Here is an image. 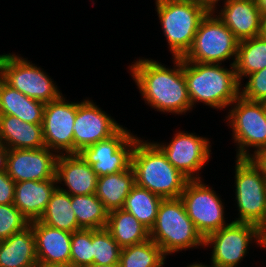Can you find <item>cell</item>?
I'll use <instances>...</instances> for the list:
<instances>
[{
  "label": "cell",
  "mask_w": 266,
  "mask_h": 267,
  "mask_svg": "<svg viewBox=\"0 0 266 267\" xmlns=\"http://www.w3.org/2000/svg\"><path fill=\"white\" fill-rule=\"evenodd\" d=\"M171 69L152 59H139L129 67L144 101L161 112L184 114L192 109L183 71V59L172 58Z\"/></svg>",
  "instance_id": "1"
},
{
  "label": "cell",
  "mask_w": 266,
  "mask_h": 267,
  "mask_svg": "<svg viewBox=\"0 0 266 267\" xmlns=\"http://www.w3.org/2000/svg\"><path fill=\"white\" fill-rule=\"evenodd\" d=\"M228 70L221 64L197 63L183 60L188 96L192 105L203 102L214 108L230 106L242 90L236 77L235 65Z\"/></svg>",
  "instance_id": "2"
},
{
  "label": "cell",
  "mask_w": 266,
  "mask_h": 267,
  "mask_svg": "<svg viewBox=\"0 0 266 267\" xmlns=\"http://www.w3.org/2000/svg\"><path fill=\"white\" fill-rule=\"evenodd\" d=\"M135 184L162 197L179 198L188 178L177 170L155 142L138 139L131 155Z\"/></svg>",
  "instance_id": "3"
},
{
  "label": "cell",
  "mask_w": 266,
  "mask_h": 267,
  "mask_svg": "<svg viewBox=\"0 0 266 267\" xmlns=\"http://www.w3.org/2000/svg\"><path fill=\"white\" fill-rule=\"evenodd\" d=\"M150 239L165 255L184 249L204 247V238L187 215L180 197L161 201L155 224L150 229Z\"/></svg>",
  "instance_id": "4"
},
{
  "label": "cell",
  "mask_w": 266,
  "mask_h": 267,
  "mask_svg": "<svg viewBox=\"0 0 266 267\" xmlns=\"http://www.w3.org/2000/svg\"><path fill=\"white\" fill-rule=\"evenodd\" d=\"M156 11L173 58H182L209 12L195 0H156Z\"/></svg>",
  "instance_id": "5"
},
{
  "label": "cell",
  "mask_w": 266,
  "mask_h": 267,
  "mask_svg": "<svg viewBox=\"0 0 266 267\" xmlns=\"http://www.w3.org/2000/svg\"><path fill=\"white\" fill-rule=\"evenodd\" d=\"M235 199L239 217L235 222L266 229V179L252 159H236Z\"/></svg>",
  "instance_id": "6"
},
{
  "label": "cell",
  "mask_w": 266,
  "mask_h": 267,
  "mask_svg": "<svg viewBox=\"0 0 266 267\" xmlns=\"http://www.w3.org/2000/svg\"><path fill=\"white\" fill-rule=\"evenodd\" d=\"M209 11L201 21L191 48L182 57L183 60L197 63L222 64L221 62L237 58L239 40L230 29Z\"/></svg>",
  "instance_id": "7"
},
{
  "label": "cell",
  "mask_w": 266,
  "mask_h": 267,
  "mask_svg": "<svg viewBox=\"0 0 266 267\" xmlns=\"http://www.w3.org/2000/svg\"><path fill=\"white\" fill-rule=\"evenodd\" d=\"M232 104L226 117L238 146L236 159H251L266 148V116L263 102L249 101L239 96ZM248 147L256 148L254 154H250Z\"/></svg>",
  "instance_id": "8"
},
{
  "label": "cell",
  "mask_w": 266,
  "mask_h": 267,
  "mask_svg": "<svg viewBox=\"0 0 266 267\" xmlns=\"http://www.w3.org/2000/svg\"><path fill=\"white\" fill-rule=\"evenodd\" d=\"M253 240L263 247L264 231L253 224L232 221L208 235L204 239V246L213 248L212 266L237 267Z\"/></svg>",
  "instance_id": "9"
},
{
  "label": "cell",
  "mask_w": 266,
  "mask_h": 267,
  "mask_svg": "<svg viewBox=\"0 0 266 267\" xmlns=\"http://www.w3.org/2000/svg\"><path fill=\"white\" fill-rule=\"evenodd\" d=\"M0 77L12 88L44 104L62 95L56 83L40 67L15 54H4Z\"/></svg>",
  "instance_id": "10"
},
{
  "label": "cell",
  "mask_w": 266,
  "mask_h": 267,
  "mask_svg": "<svg viewBox=\"0 0 266 267\" xmlns=\"http://www.w3.org/2000/svg\"><path fill=\"white\" fill-rule=\"evenodd\" d=\"M180 199L187 215L204 239L229 224L225 222L221 198L201 179L188 180Z\"/></svg>",
  "instance_id": "11"
},
{
  "label": "cell",
  "mask_w": 266,
  "mask_h": 267,
  "mask_svg": "<svg viewBox=\"0 0 266 267\" xmlns=\"http://www.w3.org/2000/svg\"><path fill=\"white\" fill-rule=\"evenodd\" d=\"M138 139L121 127L110 138L84 148L79 154L98 177L119 173L131 166L132 150Z\"/></svg>",
  "instance_id": "12"
},
{
  "label": "cell",
  "mask_w": 266,
  "mask_h": 267,
  "mask_svg": "<svg viewBox=\"0 0 266 267\" xmlns=\"http://www.w3.org/2000/svg\"><path fill=\"white\" fill-rule=\"evenodd\" d=\"M65 99L61 95L57 100L45 104L42 120L45 147L59 155L74 154L73 127L77 102L68 103Z\"/></svg>",
  "instance_id": "13"
},
{
  "label": "cell",
  "mask_w": 266,
  "mask_h": 267,
  "mask_svg": "<svg viewBox=\"0 0 266 267\" xmlns=\"http://www.w3.org/2000/svg\"><path fill=\"white\" fill-rule=\"evenodd\" d=\"M155 144L167 156L168 161L189 180L201 179L197 173L209 161L211 154L208 138L179 131L170 143Z\"/></svg>",
  "instance_id": "14"
},
{
  "label": "cell",
  "mask_w": 266,
  "mask_h": 267,
  "mask_svg": "<svg viewBox=\"0 0 266 267\" xmlns=\"http://www.w3.org/2000/svg\"><path fill=\"white\" fill-rule=\"evenodd\" d=\"M120 126L111 116L91 100L77 102V113L73 127L74 154L84 148L113 136Z\"/></svg>",
  "instance_id": "15"
},
{
  "label": "cell",
  "mask_w": 266,
  "mask_h": 267,
  "mask_svg": "<svg viewBox=\"0 0 266 267\" xmlns=\"http://www.w3.org/2000/svg\"><path fill=\"white\" fill-rule=\"evenodd\" d=\"M58 156L47 147L9 149L6 173L15 183L56 179Z\"/></svg>",
  "instance_id": "16"
},
{
  "label": "cell",
  "mask_w": 266,
  "mask_h": 267,
  "mask_svg": "<svg viewBox=\"0 0 266 267\" xmlns=\"http://www.w3.org/2000/svg\"><path fill=\"white\" fill-rule=\"evenodd\" d=\"M98 175L93 171L82 156L78 154H62L58 156L56 164V181L64 182L66 189L58 185L57 188L69 195L95 194Z\"/></svg>",
  "instance_id": "17"
},
{
  "label": "cell",
  "mask_w": 266,
  "mask_h": 267,
  "mask_svg": "<svg viewBox=\"0 0 266 267\" xmlns=\"http://www.w3.org/2000/svg\"><path fill=\"white\" fill-rule=\"evenodd\" d=\"M32 226L38 265L69 264L72 233L35 220Z\"/></svg>",
  "instance_id": "18"
},
{
  "label": "cell",
  "mask_w": 266,
  "mask_h": 267,
  "mask_svg": "<svg viewBox=\"0 0 266 267\" xmlns=\"http://www.w3.org/2000/svg\"><path fill=\"white\" fill-rule=\"evenodd\" d=\"M216 15L239 40L261 35L262 14L256 0H229Z\"/></svg>",
  "instance_id": "19"
},
{
  "label": "cell",
  "mask_w": 266,
  "mask_h": 267,
  "mask_svg": "<svg viewBox=\"0 0 266 267\" xmlns=\"http://www.w3.org/2000/svg\"><path fill=\"white\" fill-rule=\"evenodd\" d=\"M56 188V179L17 182L15 183L14 205L29 222L39 220Z\"/></svg>",
  "instance_id": "20"
},
{
  "label": "cell",
  "mask_w": 266,
  "mask_h": 267,
  "mask_svg": "<svg viewBox=\"0 0 266 267\" xmlns=\"http://www.w3.org/2000/svg\"><path fill=\"white\" fill-rule=\"evenodd\" d=\"M0 141L8 149L45 147L42 124H31L11 115H0Z\"/></svg>",
  "instance_id": "21"
},
{
  "label": "cell",
  "mask_w": 266,
  "mask_h": 267,
  "mask_svg": "<svg viewBox=\"0 0 266 267\" xmlns=\"http://www.w3.org/2000/svg\"><path fill=\"white\" fill-rule=\"evenodd\" d=\"M32 226L0 241V267H38Z\"/></svg>",
  "instance_id": "22"
},
{
  "label": "cell",
  "mask_w": 266,
  "mask_h": 267,
  "mask_svg": "<svg viewBox=\"0 0 266 267\" xmlns=\"http://www.w3.org/2000/svg\"><path fill=\"white\" fill-rule=\"evenodd\" d=\"M45 104L9 86L0 77V115L18 117L31 124H42Z\"/></svg>",
  "instance_id": "23"
},
{
  "label": "cell",
  "mask_w": 266,
  "mask_h": 267,
  "mask_svg": "<svg viewBox=\"0 0 266 267\" xmlns=\"http://www.w3.org/2000/svg\"><path fill=\"white\" fill-rule=\"evenodd\" d=\"M134 185V171L130 166L119 173L98 177L95 194L110 212L123 208L125 199Z\"/></svg>",
  "instance_id": "24"
},
{
  "label": "cell",
  "mask_w": 266,
  "mask_h": 267,
  "mask_svg": "<svg viewBox=\"0 0 266 267\" xmlns=\"http://www.w3.org/2000/svg\"><path fill=\"white\" fill-rule=\"evenodd\" d=\"M106 229L121 248L144 242L150 238V231L146 226L122 208L109 212Z\"/></svg>",
  "instance_id": "25"
},
{
  "label": "cell",
  "mask_w": 266,
  "mask_h": 267,
  "mask_svg": "<svg viewBox=\"0 0 266 267\" xmlns=\"http://www.w3.org/2000/svg\"><path fill=\"white\" fill-rule=\"evenodd\" d=\"M38 221L71 233L82 229L78 225L76 215L71 206V195L58 188L52 193L47 207Z\"/></svg>",
  "instance_id": "26"
},
{
  "label": "cell",
  "mask_w": 266,
  "mask_h": 267,
  "mask_svg": "<svg viewBox=\"0 0 266 267\" xmlns=\"http://www.w3.org/2000/svg\"><path fill=\"white\" fill-rule=\"evenodd\" d=\"M234 65L240 84L243 77L266 68V36L259 35L239 41Z\"/></svg>",
  "instance_id": "27"
},
{
  "label": "cell",
  "mask_w": 266,
  "mask_h": 267,
  "mask_svg": "<svg viewBox=\"0 0 266 267\" xmlns=\"http://www.w3.org/2000/svg\"><path fill=\"white\" fill-rule=\"evenodd\" d=\"M162 200V197L135 184L126 197L122 209L135 216L150 231L155 224Z\"/></svg>",
  "instance_id": "28"
},
{
  "label": "cell",
  "mask_w": 266,
  "mask_h": 267,
  "mask_svg": "<svg viewBox=\"0 0 266 267\" xmlns=\"http://www.w3.org/2000/svg\"><path fill=\"white\" fill-rule=\"evenodd\" d=\"M71 206L82 229L106 228L109 211L96 194L73 195Z\"/></svg>",
  "instance_id": "29"
},
{
  "label": "cell",
  "mask_w": 266,
  "mask_h": 267,
  "mask_svg": "<svg viewBox=\"0 0 266 267\" xmlns=\"http://www.w3.org/2000/svg\"><path fill=\"white\" fill-rule=\"evenodd\" d=\"M166 255L150 238L144 242L121 248L119 267H162Z\"/></svg>",
  "instance_id": "30"
},
{
  "label": "cell",
  "mask_w": 266,
  "mask_h": 267,
  "mask_svg": "<svg viewBox=\"0 0 266 267\" xmlns=\"http://www.w3.org/2000/svg\"><path fill=\"white\" fill-rule=\"evenodd\" d=\"M93 264H119L121 247L106 228L92 229Z\"/></svg>",
  "instance_id": "31"
},
{
  "label": "cell",
  "mask_w": 266,
  "mask_h": 267,
  "mask_svg": "<svg viewBox=\"0 0 266 267\" xmlns=\"http://www.w3.org/2000/svg\"><path fill=\"white\" fill-rule=\"evenodd\" d=\"M70 263L75 267L93 265L92 229H81L72 233Z\"/></svg>",
  "instance_id": "32"
},
{
  "label": "cell",
  "mask_w": 266,
  "mask_h": 267,
  "mask_svg": "<svg viewBox=\"0 0 266 267\" xmlns=\"http://www.w3.org/2000/svg\"><path fill=\"white\" fill-rule=\"evenodd\" d=\"M30 225L29 220L14 204H0V241Z\"/></svg>",
  "instance_id": "33"
},
{
  "label": "cell",
  "mask_w": 266,
  "mask_h": 267,
  "mask_svg": "<svg viewBox=\"0 0 266 267\" xmlns=\"http://www.w3.org/2000/svg\"><path fill=\"white\" fill-rule=\"evenodd\" d=\"M240 96L249 101H266V68L248 75Z\"/></svg>",
  "instance_id": "34"
},
{
  "label": "cell",
  "mask_w": 266,
  "mask_h": 267,
  "mask_svg": "<svg viewBox=\"0 0 266 267\" xmlns=\"http://www.w3.org/2000/svg\"><path fill=\"white\" fill-rule=\"evenodd\" d=\"M15 182L6 171L0 172V204H14Z\"/></svg>",
  "instance_id": "35"
},
{
  "label": "cell",
  "mask_w": 266,
  "mask_h": 267,
  "mask_svg": "<svg viewBox=\"0 0 266 267\" xmlns=\"http://www.w3.org/2000/svg\"><path fill=\"white\" fill-rule=\"evenodd\" d=\"M251 159L262 170L263 176L266 179V148L255 154Z\"/></svg>",
  "instance_id": "36"
},
{
  "label": "cell",
  "mask_w": 266,
  "mask_h": 267,
  "mask_svg": "<svg viewBox=\"0 0 266 267\" xmlns=\"http://www.w3.org/2000/svg\"><path fill=\"white\" fill-rule=\"evenodd\" d=\"M9 149L0 143V172L6 171Z\"/></svg>",
  "instance_id": "37"
},
{
  "label": "cell",
  "mask_w": 266,
  "mask_h": 267,
  "mask_svg": "<svg viewBox=\"0 0 266 267\" xmlns=\"http://www.w3.org/2000/svg\"><path fill=\"white\" fill-rule=\"evenodd\" d=\"M198 3L202 4L205 8H207L209 11H213L215 13V8H217L216 4H218V1L220 0H195ZM229 0H224V2Z\"/></svg>",
  "instance_id": "38"
},
{
  "label": "cell",
  "mask_w": 266,
  "mask_h": 267,
  "mask_svg": "<svg viewBox=\"0 0 266 267\" xmlns=\"http://www.w3.org/2000/svg\"><path fill=\"white\" fill-rule=\"evenodd\" d=\"M256 4L261 14L266 13V0H256Z\"/></svg>",
  "instance_id": "39"
},
{
  "label": "cell",
  "mask_w": 266,
  "mask_h": 267,
  "mask_svg": "<svg viewBox=\"0 0 266 267\" xmlns=\"http://www.w3.org/2000/svg\"><path fill=\"white\" fill-rule=\"evenodd\" d=\"M38 267H75V266L69 263V264L39 265Z\"/></svg>",
  "instance_id": "40"
},
{
  "label": "cell",
  "mask_w": 266,
  "mask_h": 267,
  "mask_svg": "<svg viewBox=\"0 0 266 267\" xmlns=\"http://www.w3.org/2000/svg\"><path fill=\"white\" fill-rule=\"evenodd\" d=\"M261 35L266 36V13L262 14V32Z\"/></svg>",
  "instance_id": "41"
},
{
  "label": "cell",
  "mask_w": 266,
  "mask_h": 267,
  "mask_svg": "<svg viewBox=\"0 0 266 267\" xmlns=\"http://www.w3.org/2000/svg\"><path fill=\"white\" fill-rule=\"evenodd\" d=\"M88 267H119V264H111V265H97V264H93L91 266Z\"/></svg>",
  "instance_id": "42"
},
{
  "label": "cell",
  "mask_w": 266,
  "mask_h": 267,
  "mask_svg": "<svg viewBox=\"0 0 266 267\" xmlns=\"http://www.w3.org/2000/svg\"><path fill=\"white\" fill-rule=\"evenodd\" d=\"M187 267H215V266H210V265H204V264H202V263H193L192 265H189V266H187Z\"/></svg>",
  "instance_id": "43"
},
{
  "label": "cell",
  "mask_w": 266,
  "mask_h": 267,
  "mask_svg": "<svg viewBox=\"0 0 266 267\" xmlns=\"http://www.w3.org/2000/svg\"><path fill=\"white\" fill-rule=\"evenodd\" d=\"M263 107H264V113H265V116H266V101H263Z\"/></svg>",
  "instance_id": "44"
},
{
  "label": "cell",
  "mask_w": 266,
  "mask_h": 267,
  "mask_svg": "<svg viewBox=\"0 0 266 267\" xmlns=\"http://www.w3.org/2000/svg\"><path fill=\"white\" fill-rule=\"evenodd\" d=\"M3 56H4V54L0 55V74H1V60H2Z\"/></svg>",
  "instance_id": "45"
}]
</instances>
